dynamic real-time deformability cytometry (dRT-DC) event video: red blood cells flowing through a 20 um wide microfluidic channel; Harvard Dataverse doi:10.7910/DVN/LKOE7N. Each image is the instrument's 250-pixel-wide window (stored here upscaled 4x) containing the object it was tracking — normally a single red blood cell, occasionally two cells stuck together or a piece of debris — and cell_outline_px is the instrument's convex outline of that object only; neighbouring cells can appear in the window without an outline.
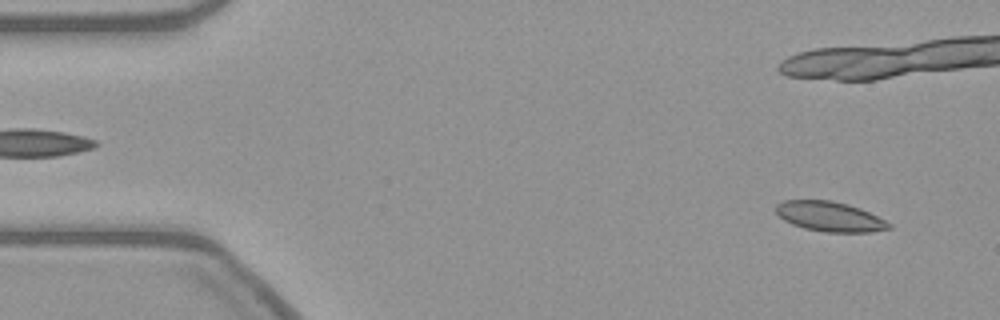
{"species": "common noctule bat (a hibernating species)", "species_latin": "Nyctalus noctula", "temperature_condition": "warm", "stored_images_in_passage": 18, "camera_frame_rate_fps": 3000, "um_per_image_px": 0.085, "animal": {"sex": "female", "body_mass_g": 21.9}, "frame": {"image": 1, "passage_image": 3, "time_ms": 0.667, "image_size_px": [1000, 320], "cell_outline_px": [[892, 228], [872, 232], [824, 232], [804, 228], [792, 224], [784, 220], [776, 212], [776, 204], [784, 200], [832, 200], [848, 204], [860, 208], [892, 224]], "centroid_in_image_um": [70.53, 18.4], "position_along_channel_um": 14.5, "area_um2": 19.65}}